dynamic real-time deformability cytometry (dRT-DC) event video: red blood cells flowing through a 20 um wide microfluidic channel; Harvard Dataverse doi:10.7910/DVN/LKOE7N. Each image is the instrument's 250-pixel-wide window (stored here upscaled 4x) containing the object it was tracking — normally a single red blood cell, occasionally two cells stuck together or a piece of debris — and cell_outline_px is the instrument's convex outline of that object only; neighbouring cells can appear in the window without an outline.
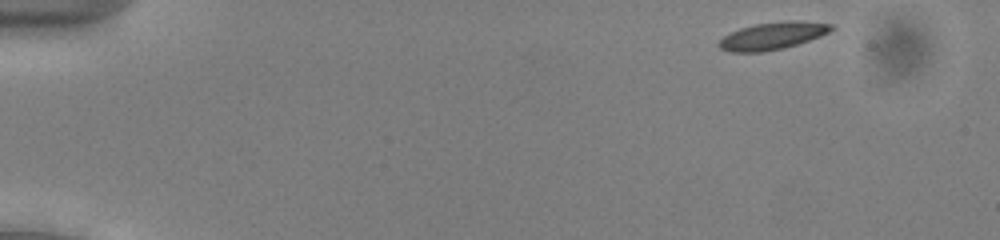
{"species": "common noctule bat (a hibernating species)", "species_latin": "Nyctalus noctula", "temperature_condition": "cold", "stored_images_in_passage": 10, "camera_frame_rate_fps": 3000, "um_per_image_px": 0.085, "animal": {"sex": "male", "body_mass_g": 13.0, "forearm_length_mm": 53.1}, "frame": {"image": 1, "passage_image": 1, "time_ms": 0.0, "image_size_px": [1000, 240], "cell_outline_px": [[836, 28], [820, 36], [784, 48], [760, 52], [732, 52], [720, 48], [716, 44], [724, 36], [740, 28], [756, 24], [792, 20], [832, 24]], "centroid_in_image_um": [65.66, 3.05], "position_along_channel_um": 19.3, "area_um2": 17.63}}